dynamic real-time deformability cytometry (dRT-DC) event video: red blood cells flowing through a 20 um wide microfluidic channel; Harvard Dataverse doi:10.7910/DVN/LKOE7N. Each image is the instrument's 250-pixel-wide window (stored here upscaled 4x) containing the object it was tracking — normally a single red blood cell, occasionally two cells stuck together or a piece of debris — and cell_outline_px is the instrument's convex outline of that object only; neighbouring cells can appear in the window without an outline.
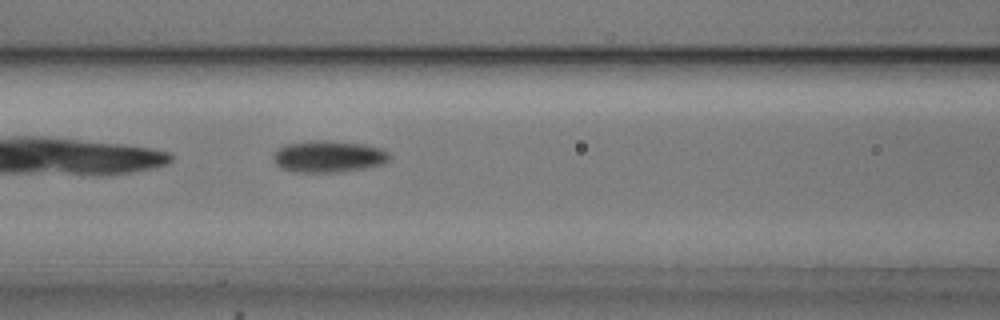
{"species": "common noctule bat (a hibernating species)", "species_latin": "Nyctalus noctula", "temperature_condition": "cold", "stored_images_in_passage": 38, "camera_frame_rate_fps": 3000, "um_per_image_px": 0.085, "animal": {"sex": "male", "body_mass_g": 20.5, "forearm_length_mm": 52.5}, "frame": {"image": 1, "passage_image": 7, "time_ms": 2.0, "image_size_px": [1000, 320], "cell_outline_px": [[392, 156], [384, 164], [364, 168], [336, 172], [296, 172], [280, 168], [276, 164], [272, 156], [280, 148], [288, 144], [312, 140], [324, 140], [364, 144], [380, 148], [388, 152]], "centroid_in_image_um": [27.94, 13.3], "position_along_channel_um": 138.7, "area_um2": 21.39}}
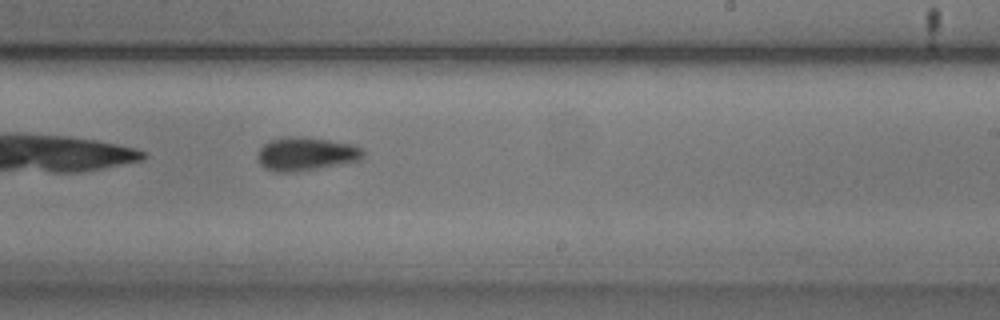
{"frame": {"image": 2, "passage_image": 17, "time_ms": 5.333, "image_size_px": [1000, 320], "cell_outline_px": [[364, 156], [360, 160], [296, 172], [272, 172], [264, 168], [260, 164], [256, 156], [260, 148], [268, 140], [284, 136], [300, 136], [356, 144], [364, 148]], "centroid_in_image_um": [25.99, 13.07], "position_along_channel_um": 263.0, "area_um2": 20.92}}
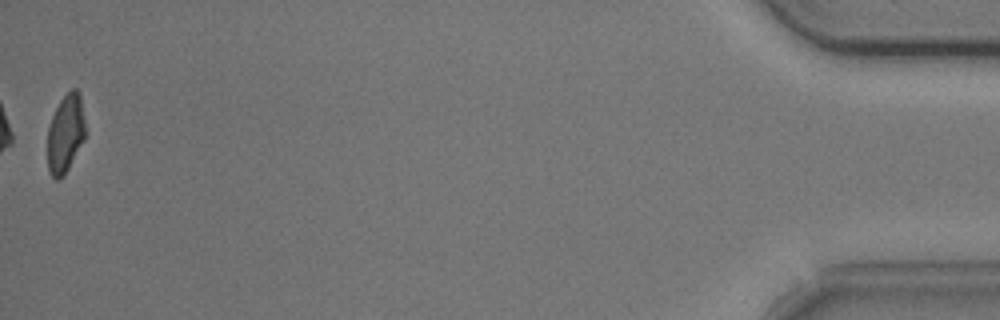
{"frame": {"image": 3, "passage_image": 38, "time_ms": 12.333, "image_size_px": [1000, 320], "cell_outline_px": [[84, 140], [64, 176], [60, 180], [56, 180], [52, 176], [48, 168], [48, 128], [52, 116], [60, 100], [72, 88], [76, 88], [80, 92], [84, 120]], "centroid_in_image_um": [5.56, 11.36], "position_along_channel_um": 429.6, "area_um2": 17.17}, "authors_computed_cell_mechanics": {"area_um2": 20.3456, "velocity_mm_per_s": 3.7385, "shape_relaxation_time_tau1_ms": 3.7052, "shape_relaxation_time_tau2_ms": 6.4169, "deformation_change_tau1": 0.0991, "deformation_change_tau2": 0.1225}}